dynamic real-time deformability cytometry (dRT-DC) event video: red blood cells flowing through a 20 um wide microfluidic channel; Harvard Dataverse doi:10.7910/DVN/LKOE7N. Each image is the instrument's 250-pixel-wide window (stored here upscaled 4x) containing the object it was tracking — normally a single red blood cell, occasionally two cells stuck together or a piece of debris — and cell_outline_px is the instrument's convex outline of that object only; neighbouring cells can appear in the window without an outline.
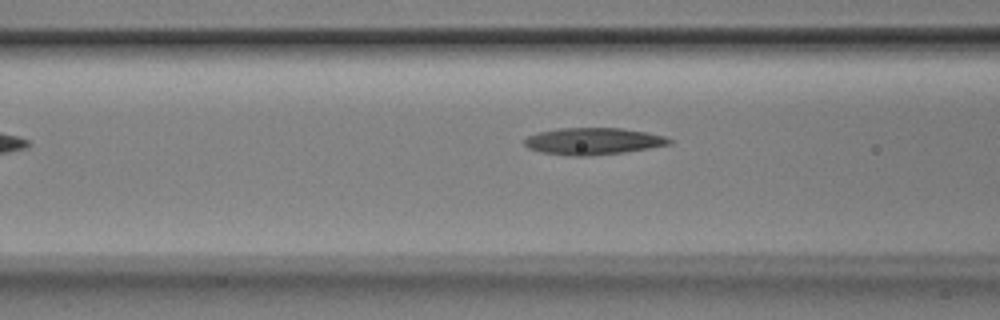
{"species": "Egyptian fruit bat (a non-hibernating species)", "species_latin": "Rousettus aegyptiacus", "temperature_condition": "room temperature", "stored_images_in_passage": 29, "camera_frame_rate_fps": 3000, "um_per_image_px": 0.085, "animal": {"sex": "male"}, "frame": {"image": 1, "passage_image": 7, "time_ms": 2.0, "image_size_px": [1000, 320], "cell_outline_px": [[672, 144], [624, 152], [588, 156], [576, 156], [540, 152], [528, 148], [524, 144], [524, 140], [528, 136], [540, 132], [560, 128], [620, 128], [648, 132], [664, 136], [672, 140]], "centroid_in_image_um": [50.43, 12.0], "position_along_channel_um": 116.2, "area_um2": 22.54}}
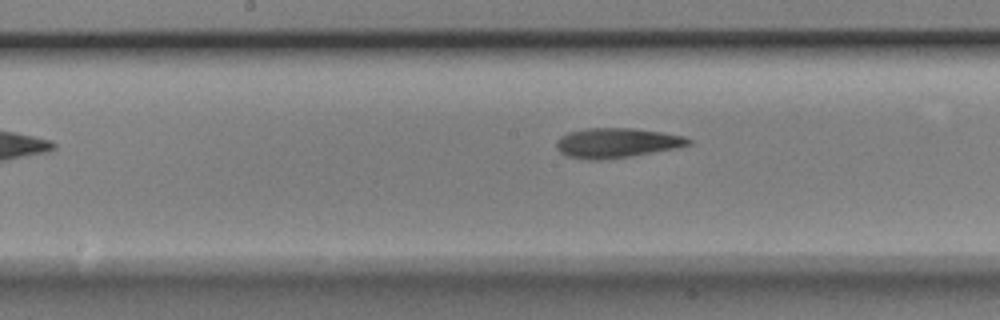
{"frame": {"image": 2, "passage_image": 13, "time_ms": 4.0, "image_size_px": [1000, 320], "cell_outline_px": [[692, 144], [676, 148], [628, 156], [600, 160], [592, 160], [568, 156], [560, 152], [556, 148], [556, 140], [560, 136], [568, 132], [588, 128], [632, 128], [660, 132], [684, 136], [692, 140]], "centroid_in_image_um": [52.39, 12.14], "position_along_channel_um": 195.8, "area_um2": 22.72}}
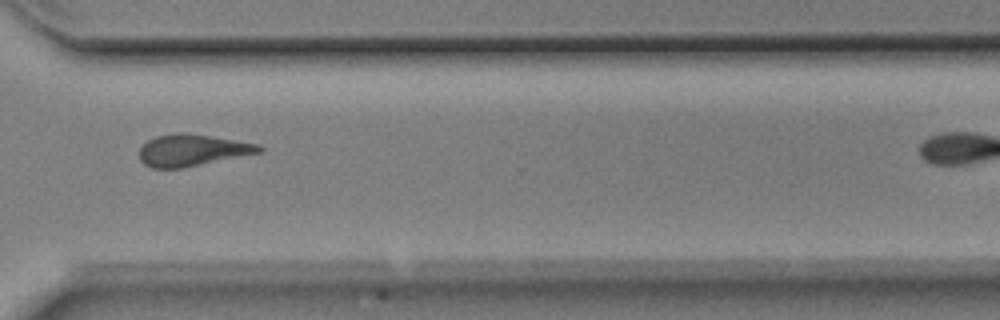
{"frame": {"image": 3, "passage_image": 25, "time_ms": 8.0, "image_size_px": [1000, 320], "cell_outline_px": [[264, 152], [180, 168], [152, 168], [144, 164], [140, 160], [140, 148], [148, 140], [156, 136], [180, 132], [236, 140], [260, 144], [264, 148]], "centroid_in_image_um": [16.37, 12.77], "position_along_channel_um": 354.2, "area_um2": 21.96}}